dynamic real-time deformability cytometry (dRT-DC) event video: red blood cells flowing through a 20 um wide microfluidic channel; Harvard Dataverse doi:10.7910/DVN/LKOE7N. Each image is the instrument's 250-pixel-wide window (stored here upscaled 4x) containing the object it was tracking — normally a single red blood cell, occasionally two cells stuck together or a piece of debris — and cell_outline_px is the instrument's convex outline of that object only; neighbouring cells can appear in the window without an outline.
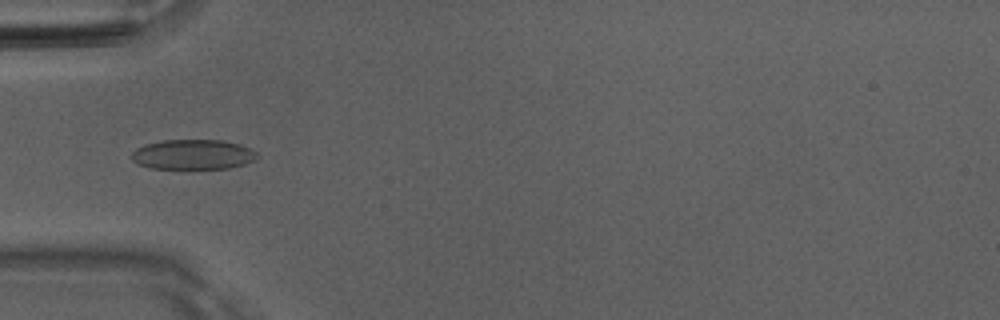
{"species": "Egyptian fruit bat (a non-hibernating species)", "species_latin": "Rousettus aegyptiacus", "temperature_condition": "room temperature", "stored_images_in_passage": 10, "camera_frame_rate_fps": 3000, "um_per_image_px": 0.085, "animal": {"sex": "male"}, "frame": {"image": 1, "passage_image": 4, "time_ms": 1.0, "image_size_px": [1000, 320], "cell_outline_px": [[260, 156], [256, 160], [244, 164], [228, 168], [148, 168], [132, 160], [132, 152], [136, 148], [144, 144], [164, 140], [220, 140], [240, 144], [256, 152]], "centroid_in_image_um": [16.41, 13.13], "position_along_channel_um": 68.6, "area_um2": 21.85}}